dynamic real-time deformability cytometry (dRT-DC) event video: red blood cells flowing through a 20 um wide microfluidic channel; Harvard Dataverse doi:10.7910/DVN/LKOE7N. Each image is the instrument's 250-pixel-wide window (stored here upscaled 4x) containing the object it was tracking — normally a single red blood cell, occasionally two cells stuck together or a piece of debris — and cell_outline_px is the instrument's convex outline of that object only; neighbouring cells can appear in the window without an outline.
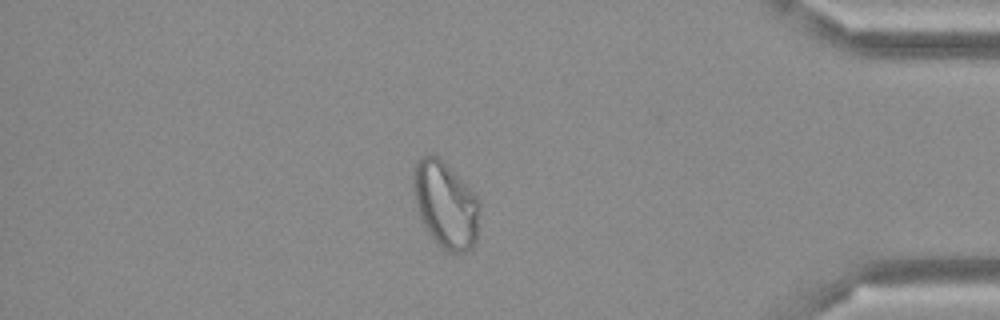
{"species": "Egyptian fruit bat (a non-hibernating species)", "species_latin": "Rousettus aegyptiacus", "temperature_condition": "cold", "stored_images_in_passage": 50, "camera_frame_rate_fps": 3000, "um_per_image_px": 0.085, "frame": {"image": 1, "passage_image": 43, "time_ms": 14.0, "image_size_px": [1000, 320], "cell_outline_px": [[480, 208], [476, 240], [472, 248], [464, 252], [448, 252], [428, 232], [420, 220], [412, 188], [412, 168], [416, 160], [432, 152], [480, 200]], "centroid_in_image_um": [37.84, 17.4], "position_along_channel_um": 397.4, "area_um2": 33.12}}